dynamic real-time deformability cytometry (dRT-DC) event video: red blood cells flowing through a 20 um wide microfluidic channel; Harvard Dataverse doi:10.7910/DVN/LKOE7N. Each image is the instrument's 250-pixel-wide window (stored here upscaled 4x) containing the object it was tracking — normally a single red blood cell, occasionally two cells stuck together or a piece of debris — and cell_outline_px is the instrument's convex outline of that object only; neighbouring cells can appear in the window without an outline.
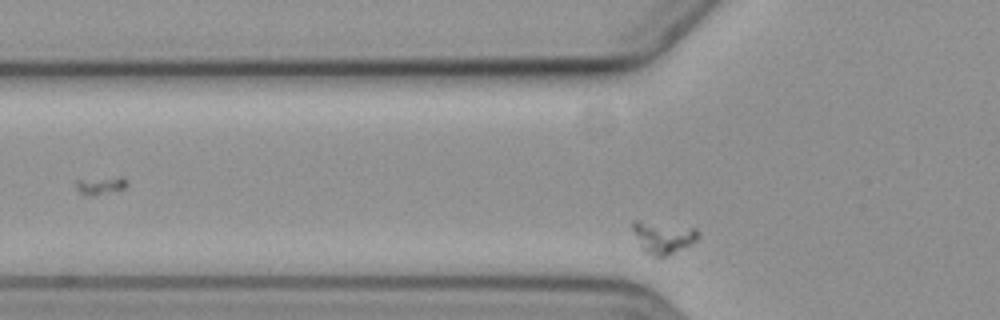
{"species": "common noctule bat (a hibernating species)", "species_latin": "Nyctalus noctula", "temperature_condition": "cold", "stored_images_in_passage": 4, "camera_frame_rate_fps": 3000, "um_per_image_px": 0.085, "animal": {"sex": "female", "body_mass_g": 19.3, "forearm_length_mm": 54.1}, "frame": {"image": 1, "passage_image": 4, "time_ms": 3.333, "image_size_px": [1000, 320], "cell_outline_px": [[700, 236], [696, 240], [664, 256], [652, 256], [644, 252], [640, 248], [632, 232], [632, 220], [636, 220], [696, 228], [700, 232]], "centroid_in_image_um": [56.3, 20.15], "position_along_channel_um": 69.5, "area_um2": 12.08}}